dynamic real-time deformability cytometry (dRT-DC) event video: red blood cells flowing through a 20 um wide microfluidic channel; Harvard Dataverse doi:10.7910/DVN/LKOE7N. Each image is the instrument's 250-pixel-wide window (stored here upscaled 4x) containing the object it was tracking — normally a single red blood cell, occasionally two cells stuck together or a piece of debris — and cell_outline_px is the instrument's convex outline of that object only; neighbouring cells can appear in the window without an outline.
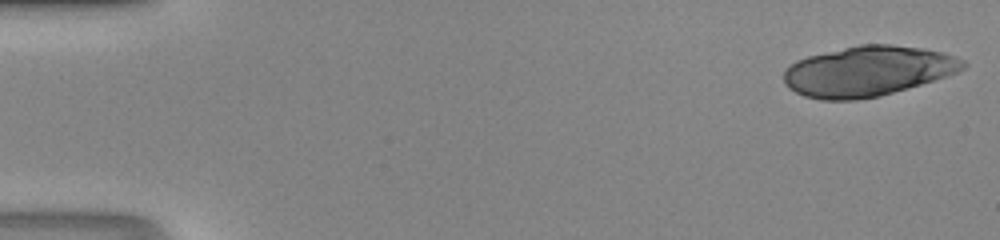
{"species": "human", "species_latin": "Homo sapiens", "temperature_condition": "room temperature", "stored_images_in_passage": 47, "camera_frame_rate_fps": 3000, "um_per_image_px": 0.085, "donor": {"sex": "male"}, "frame": {"image": 1, "passage_image": 1, "time_ms": 0.0, "image_size_px": [1000, 240], "cell_outline_px": [[968, 64], [964, 68], [956, 72], [920, 84], [880, 96], [856, 100], [820, 100], [804, 96], [788, 88], [784, 84], [784, 72], [796, 60], [808, 56], [860, 44], [892, 44], [924, 48], [944, 52], [956, 56], [964, 60]], "centroid_in_image_um": [73.76, 6.04], "position_along_channel_um": 11.2, "area_um2": 52.31}}
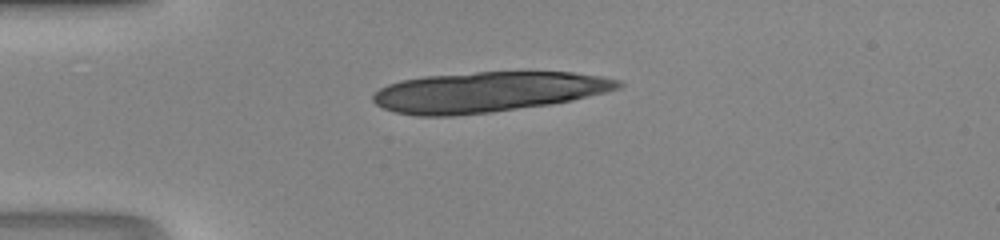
{"frame": {"image": 2, "passage_image": 12, "time_ms": 3.667, "image_size_px": [1000, 240], "cell_outline_px": [[624, 84], [620, 88], [572, 100], [548, 104], [492, 112], [452, 116], [416, 116], [396, 112], [384, 108], [376, 104], [372, 100], [372, 96], [380, 88], [388, 84], [400, 80], [424, 76], [476, 72], [572, 72], [604, 76], [620, 80]], "centroid_in_image_um": [41.45, 7.81], "position_along_channel_um": 43.6, "area_um2": 57.51}}
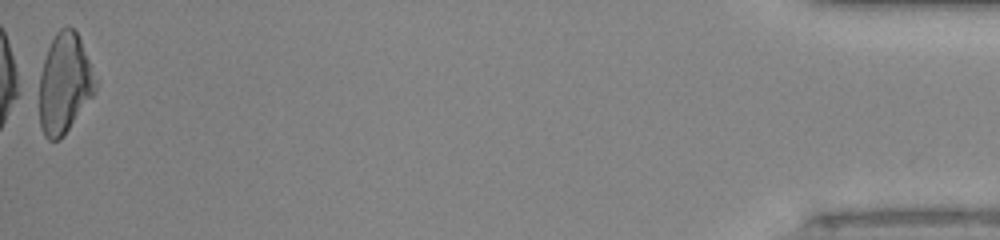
{"frame": {"image": 3, "passage_image": 47, "time_ms": 15.333, "image_size_px": [1000, 240], "cell_outline_px": [[100, 80], [96, 92], [64, 136], [60, 140], [48, 140], [44, 136], [40, 124], [32, 92], [48, 48], [56, 32], [60, 28], [68, 24], [76, 32]], "centroid_in_image_um": [5.42, 7.14], "position_along_channel_um": 429.8, "area_um2": 34.85}}